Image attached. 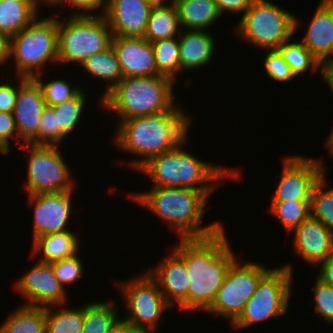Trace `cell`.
Masks as SVG:
<instances>
[{
    "instance_id": "12",
    "label": "cell",
    "mask_w": 333,
    "mask_h": 333,
    "mask_svg": "<svg viewBox=\"0 0 333 333\" xmlns=\"http://www.w3.org/2000/svg\"><path fill=\"white\" fill-rule=\"evenodd\" d=\"M264 264L236 259L229 267L223 284L205 313L223 316L230 325L240 316L260 279L270 270Z\"/></svg>"
},
{
    "instance_id": "16",
    "label": "cell",
    "mask_w": 333,
    "mask_h": 333,
    "mask_svg": "<svg viewBox=\"0 0 333 333\" xmlns=\"http://www.w3.org/2000/svg\"><path fill=\"white\" fill-rule=\"evenodd\" d=\"M73 191L27 195L34 207L33 240L39 236L71 230L67 228L72 213Z\"/></svg>"
},
{
    "instance_id": "17",
    "label": "cell",
    "mask_w": 333,
    "mask_h": 333,
    "mask_svg": "<svg viewBox=\"0 0 333 333\" xmlns=\"http://www.w3.org/2000/svg\"><path fill=\"white\" fill-rule=\"evenodd\" d=\"M152 0H106L104 17L113 36L144 37Z\"/></svg>"
},
{
    "instance_id": "42",
    "label": "cell",
    "mask_w": 333,
    "mask_h": 333,
    "mask_svg": "<svg viewBox=\"0 0 333 333\" xmlns=\"http://www.w3.org/2000/svg\"><path fill=\"white\" fill-rule=\"evenodd\" d=\"M58 4L60 7L61 5L70 4L72 9L78 10V12H73L74 15H93V13L94 15H101L104 14L106 0H59L54 6L56 7ZM97 10H103V13L101 11L96 13Z\"/></svg>"
},
{
    "instance_id": "3",
    "label": "cell",
    "mask_w": 333,
    "mask_h": 333,
    "mask_svg": "<svg viewBox=\"0 0 333 333\" xmlns=\"http://www.w3.org/2000/svg\"><path fill=\"white\" fill-rule=\"evenodd\" d=\"M214 191H198L182 187H151L148 192L129 194L133 202L142 205L167 224L179 239H202L213 236L224 226L221 222L202 225L206 204Z\"/></svg>"
},
{
    "instance_id": "18",
    "label": "cell",
    "mask_w": 333,
    "mask_h": 333,
    "mask_svg": "<svg viewBox=\"0 0 333 333\" xmlns=\"http://www.w3.org/2000/svg\"><path fill=\"white\" fill-rule=\"evenodd\" d=\"M154 268L146 271L157 282L167 302L179 310H188V289L190 280L184 260L172 250Z\"/></svg>"
},
{
    "instance_id": "10",
    "label": "cell",
    "mask_w": 333,
    "mask_h": 333,
    "mask_svg": "<svg viewBox=\"0 0 333 333\" xmlns=\"http://www.w3.org/2000/svg\"><path fill=\"white\" fill-rule=\"evenodd\" d=\"M129 279L116 284L121 290L124 305L127 306V314L129 313L125 318H121L129 324L130 328L156 333L158 324L163 320L162 314L168 308L170 310L172 306L147 271Z\"/></svg>"
},
{
    "instance_id": "13",
    "label": "cell",
    "mask_w": 333,
    "mask_h": 333,
    "mask_svg": "<svg viewBox=\"0 0 333 333\" xmlns=\"http://www.w3.org/2000/svg\"><path fill=\"white\" fill-rule=\"evenodd\" d=\"M283 165L271 202H310L315 184L326 174L323 160L294 155L284 157Z\"/></svg>"
},
{
    "instance_id": "4",
    "label": "cell",
    "mask_w": 333,
    "mask_h": 333,
    "mask_svg": "<svg viewBox=\"0 0 333 333\" xmlns=\"http://www.w3.org/2000/svg\"><path fill=\"white\" fill-rule=\"evenodd\" d=\"M188 138L173 150L150 158L136 171L150 177L152 187H182L198 191H214L225 179H241L237 168L212 165L184 150Z\"/></svg>"
},
{
    "instance_id": "34",
    "label": "cell",
    "mask_w": 333,
    "mask_h": 333,
    "mask_svg": "<svg viewBox=\"0 0 333 333\" xmlns=\"http://www.w3.org/2000/svg\"><path fill=\"white\" fill-rule=\"evenodd\" d=\"M82 89L74 98L52 106L58 120V129L67 137L73 132L86 106V91Z\"/></svg>"
},
{
    "instance_id": "27",
    "label": "cell",
    "mask_w": 333,
    "mask_h": 333,
    "mask_svg": "<svg viewBox=\"0 0 333 333\" xmlns=\"http://www.w3.org/2000/svg\"><path fill=\"white\" fill-rule=\"evenodd\" d=\"M80 66L93 78H100L102 81L108 82L102 93L103 95L101 94L99 105H101V99L123 79L120 63L112 46L103 52L88 57Z\"/></svg>"
},
{
    "instance_id": "9",
    "label": "cell",
    "mask_w": 333,
    "mask_h": 333,
    "mask_svg": "<svg viewBox=\"0 0 333 333\" xmlns=\"http://www.w3.org/2000/svg\"><path fill=\"white\" fill-rule=\"evenodd\" d=\"M293 270L290 264L270 268L260 279L240 316L230 326L244 330L251 325L287 314Z\"/></svg>"
},
{
    "instance_id": "39",
    "label": "cell",
    "mask_w": 333,
    "mask_h": 333,
    "mask_svg": "<svg viewBox=\"0 0 333 333\" xmlns=\"http://www.w3.org/2000/svg\"><path fill=\"white\" fill-rule=\"evenodd\" d=\"M313 287L314 311L319 318L333 325V287L323 283L317 277Z\"/></svg>"
},
{
    "instance_id": "20",
    "label": "cell",
    "mask_w": 333,
    "mask_h": 333,
    "mask_svg": "<svg viewBox=\"0 0 333 333\" xmlns=\"http://www.w3.org/2000/svg\"><path fill=\"white\" fill-rule=\"evenodd\" d=\"M292 231L294 252L314 267L333 251V232L311 216Z\"/></svg>"
},
{
    "instance_id": "14",
    "label": "cell",
    "mask_w": 333,
    "mask_h": 333,
    "mask_svg": "<svg viewBox=\"0 0 333 333\" xmlns=\"http://www.w3.org/2000/svg\"><path fill=\"white\" fill-rule=\"evenodd\" d=\"M14 288L23 296L25 305L47 307L67 304V290L56 279L50 263L37 261L18 278Z\"/></svg>"
},
{
    "instance_id": "41",
    "label": "cell",
    "mask_w": 333,
    "mask_h": 333,
    "mask_svg": "<svg viewBox=\"0 0 333 333\" xmlns=\"http://www.w3.org/2000/svg\"><path fill=\"white\" fill-rule=\"evenodd\" d=\"M16 136V137H15ZM19 144L17 127L15 124L14 115L9 112H0V153H10V139H13ZM16 138V139H15Z\"/></svg>"
},
{
    "instance_id": "45",
    "label": "cell",
    "mask_w": 333,
    "mask_h": 333,
    "mask_svg": "<svg viewBox=\"0 0 333 333\" xmlns=\"http://www.w3.org/2000/svg\"><path fill=\"white\" fill-rule=\"evenodd\" d=\"M317 278L333 287V251L320 263Z\"/></svg>"
},
{
    "instance_id": "11",
    "label": "cell",
    "mask_w": 333,
    "mask_h": 333,
    "mask_svg": "<svg viewBox=\"0 0 333 333\" xmlns=\"http://www.w3.org/2000/svg\"><path fill=\"white\" fill-rule=\"evenodd\" d=\"M21 147L29 151L27 181L24 183L27 195L74 191L75 182L69 164L58 145L23 144Z\"/></svg>"
},
{
    "instance_id": "6",
    "label": "cell",
    "mask_w": 333,
    "mask_h": 333,
    "mask_svg": "<svg viewBox=\"0 0 333 333\" xmlns=\"http://www.w3.org/2000/svg\"><path fill=\"white\" fill-rule=\"evenodd\" d=\"M58 14L37 16L26 28L11 37L10 61L15 76L34 78L43 74L46 63H58Z\"/></svg>"
},
{
    "instance_id": "40",
    "label": "cell",
    "mask_w": 333,
    "mask_h": 333,
    "mask_svg": "<svg viewBox=\"0 0 333 333\" xmlns=\"http://www.w3.org/2000/svg\"><path fill=\"white\" fill-rule=\"evenodd\" d=\"M265 73L275 82H290L296 76L276 49L268 50L264 59Z\"/></svg>"
},
{
    "instance_id": "32",
    "label": "cell",
    "mask_w": 333,
    "mask_h": 333,
    "mask_svg": "<svg viewBox=\"0 0 333 333\" xmlns=\"http://www.w3.org/2000/svg\"><path fill=\"white\" fill-rule=\"evenodd\" d=\"M157 75L165 76L174 83L180 72L179 39L173 37L152 42Z\"/></svg>"
},
{
    "instance_id": "33",
    "label": "cell",
    "mask_w": 333,
    "mask_h": 333,
    "mask_svg": "<svg viewBox=\"0 0 333 333\" xmlns=\"http://www.w3.org/2000/svg\"><path fill=\"white\" fill-rule=\"evenodd\" d=\"M324 174L315 184L310 201L311 217L319 220L333 232V188L327 187Z\"/></svg>"
},
{
    "instance_id": "24",
    "label": "cell",
    "mask_w": 333,
    "mask_h": 333,
    "mask_svg": "<svg viewBox=\"0 0 333 333\" xmlns=\"http://www.w3.org/2000/svg\"><path fill=\"white\" fill-rule=\"evenodd\" d=\"M166 2L155 3L150 12L144 38L151 43L178 37L181 33L177 6L173 1Z\"/></svg>"
},
{
    "instance_id": "43",
    "label": "cell",
    "mask_w": 333,
    "mask_h": 333,
    "mask_svg": "<svg viewBox=\"0 0 333 333\" xmlns=\"http://www.w3.org/2000/svg\"><path fill=\"white\" fill-rule=\"evenodd\" d=\"M5 82L0 83V112L12 113L16 104L19 86L13 85L12 81L8 83L5 80Z\"/></svg>"
},
{
    "instance_id": "36",
    "label": "cell",
    "mask_w": 333,
    "mask_h": 333,
    "mask_svg": "<svg viewBox=\"0 0 333 333\" xmlns=\"http://www.w3.org/2000/svg\"><path fill=\"white\" fill-rule=\"evenodd\" d=\"M41 78L42 73L34 77L42 89L46 106L49 107L74 98L82 90L79 86H72L70 82L63 79H54L44 83Z\"/></svg>"
},
{
    "instance_id": "26",
    "label": "cell",
    "mask_w": 333,
    "mask_h": 333,
    "mask_svg": "<svg viewBox=\"0 0 333 333\" xmlns=\"http://www.w3.org/2000/svg\"><path fill=\"white\" fill-rule=\"evenodd\" d=\"M180 26L185 30H205L221 17L214 0H174Z\"/></svg>"
},
{
    "instance_id": "31",
    "label": "cell",
    "mask_w": 333,
    "mask_h": 333,
    "mask_svg": "<svg viewBox=\"0 0 333 333\" xmlns=\"http://www.w3.org/2000/svg\"><path fill=\"white\" fill-rule=\"evenodd\" d=\"M289 41L282 43L276 50L291 68L294 75L298 77L308 70L312 73L319 71L323 80H325V67L320 61L301 42L291 43Z\"/></svg>"
},
{
    "instance_id": "37",
    "label": "cell",
    "mask_w": 333,
    "mask_h": 333,
    "mask_svg": "<svg viewBox=\"0 0 333 333\" xmlns=\"http://www.w3.org/2000/svg\"><path fill=\"white\" fill-rule=\"evenodd\" d=\"M66 136L58 129L57 116L54 110L46 106L42 112L38 127V145H58Z\"/></svg>"
},
{
    "instance_id": "15",
    "label": "cell",
    "mask_w": 333,
    "mask_h": 333,
    "mask_svg": "<svg viewBox=\"0 0 333 333\" xmlns=\"http://www.w3.org/2000/svg\"><path fill=\"white\" fill-rule=\"evenodd\" d=\"M19 80V91L12 114L19 143L38 145V127L41 115L46 107L43 92L34 78L16 76ZM21 140V141H20Z\"/></svg>"
},
{
    "instance_id": "29",
    "label": "cell",
    "mask_w": 333,
    "mask_h": 333,
    "mask_svg": "<svg viewBox=\"0 0 333 333\" xmlns=\"http://www.w3.org/2000/svg\"><path fill=\"white\" fill-rule=\"evenodd\" d=\"M114 303L112 300L87 302L84 305V324L80 333H106L120 318L118 307Z\"/></svg>"
},
{
    "instance_id": "35",
    "label": "cell",
    "mask_w": 333,
    "mask_h": 333,
    "mask_svg": "<svg viewBox=\"0 0 333 333\" xmlns=\"http://www.w3.org/2000/svg\"><path fill=\"white\" fill-rule=\"evenodd\" d=\"M269 212L281 222L287 232H292L311 216L310 202H271Z\"/></svg>"
},
{
    "instance_id": "22",
    "label": "cell",
    "mask_w": 333,
    "mask_h": 333,
    "mask_svg": "<svg viewBox=\"0 0 333 333\" xmlns=\"http://www.w3.org/2000/svg\"><path fill=\"white\" fill-rule=\"evenodd\" d=\"M179 39L180 71L209 64L215 54V40L206 30L182 29Z\"/></svg>"
},
{
    "instance_id": "1",
    "label": "cell",
    "mask_w": 333,
    "mask_h": 333,
    "mask_svg": "<svg viewBox=\"0 0 333 333\" xmlns=\"http://www.w3.org/2000/svg\"><path fill=\"white\" fill-rule=\"evenodd\" d=\"M225 228L202 239H178L172 248L188 270V311H206L223 284L230 265L239 257L232 250Z\"/></svg>"
},
{
    "instance_id": "49",
    "label": "cell",
    "mask_w": 333,
    "mask_h": 333,
    "mask_svg": "<svg viewBox=\"0 0 333 333\" xmlns=\"http://www.w3.org/2000/svg\"><path fill=\"white\" fill-rule=\"evenodd\" d=\"M326 147L328 148L327 150L329 151V154L333 156V126L330 134L327 137Z\"/></svg>"
},
{
    "instance_id": "23",
    "label": "cell",
    "mask_w": 333,
    "mask_h": 333,
    "mask_svg": "<svg viewBox=\"0 0 333 333\" xmlns=\"http://www.w3.org/2000/svg\"><path fill=\"white\" fill-rule=\"evenodd\" d=\"M32 257H37L39 262L52 263L69 258L79 253V238L71 230L42 235L32 240ZM38 253V254H37Z\"/></svg>"
},
{
    "instance_id": "44",
    "label": "cell",
    "mask_w": 333,
    "mask_h": 333,
    "mask_svg": "<svg viewBox=\"0 0 333 333\" xmlns=\"http://www.w3.org/2000/svg\"><path fill=\"white\" fill-rule=\"evenodd\" d=\"M217 9L222 15L224 12L243 13L248 9L253 0H214Z\"/></svg>"
},
{
    "instance_id": "50",
    "label": "cell",
    "mask_w": 333,
    "mask_h": 333,
    "mask_svg": "<svg viewBox=\"0 0 333 333\" xmlns=\"http://www.w3.org/2000/svg\"><path fill=\"white\" fill-rule=\"evenodd\" d=\"M126 333H155L149 330L129 328Z\"/></svg>"
},
{
    "instance_id": "25",
    "label": "cell",
    "mask_w": 333,
    "mask_h": 333,
    "mask_svg": "<svg viewBox=\"0 0 333 333\" xmlns=\"http://www.w3.org/2000/svg\"><path fill=\"white\" fill-rule=\"evenodd\" d=\"M38 6L36 0H0V32L15 36L39 16Z\"/></svg>"
},
{
    "instance_id": "38",
    "label": "cell",
    "mask_w": 333,
    "mask_h": 333,
    "mask_svg": "<svg viewBox=\"0 0 333 333\" xmlns=\"http://www.w3.org/2000/svg\"><path fill=\"white\" fill-rule=\"evenodd\" d=\"M50 264L52 265V270L56 279L64 288L67 284H71L79 280L84 273V265L78 254Z\"/></svg>"
},
{
    "instance_id": "51",
    "label": "cell",
    "mask_w": 333,
    "mask_h": 333,
    "mask_svg": "<svg viewBox=\"0 0 333 333\" xmlns=\"http://www.w3.org/2000/svg\"><path fill=\"white\" fill-rule=\"evenodd\" d=\"M163 1L169 2V1H174V0H157V3H160V2H163Z\"/></svg>"
},
{
    "instance_id": "2",
    "label": "cell",
    "mask_w": 333,
    "mask_h": 333,
    "mask_svg": "<svg viewBox=\"0 0 333 333\" xmlns=\"http://www.w3.org/2000/svg\"><path fill=\"white\" fill-rule=\"evenodd\" d=\"M192 117L176 105L171 111L138 116L117 122L114 135L118 149L141 158L128 162L138 170L150 158L173 150L189 136Z\"/></svg>"
},
{
    "instance_id": "47",
    "label": "cell",
    "mask_w": 333,
    "mask_h": 333,
    "mask_svg": "<svg viewBox=\"0 0 333 333\" xmlns=\"http://www.w3.org/2000/svg\"><path fill=\"white\" fill-rule=\"evenodd\" d=\"M129 328V324L124 319L119 318L106 333H126Z\"/></svg>"
},
{
    "instance_id": "46",
    "label": "cell",
    "mask_w": 333,
    "mask_h": 333,
    "mask_svg": "<svg viewBox=\"0 0 333 333\" xmlns=\"http://www.w3.org/2000/svg\"><path fill=\"white\" fill-rule=\"evenodd\" d=\"M11 38L0 32V66L10 60Z\"/></svg>"
},
{
    "instance_id": "48",
    "label": "cell",
    "mask_w": 333,
    "mask_h": 333,
    "mask_svg": "<svg viewBox=\"0 0 333 333\" xmlns=\"http://www.w3.org/2000/svg\"><path fill=\"white\" fill-rule=\"evenodd\" d=\"M324 82L328 85L331 93L333 94V64L325 67V80Z\"/></svg>"
},
{
    "instance_id": "19",
    "label": "cell",
    "mask_w": 333,
    "mask_h": 333,
    "mask_svg": "<svg viewBox=\"0 0 333 333\" xmlns=\"http://www.w3.org/2000/svg\"><path fill=\"white\" fill-rule=\"evenodd\" d=\"M111 46L120 63L123 78L157 75L152 43L144 37L112 36Z\"/></svg>"
},
{
    "instance_id": "30",
    "label": "cell",
    "mask_w": 333,
    "mask_h": 333,
    "mask_svg": "<svg viewBox=\"0 0 333 333\" xmlns=\"http://www.w3.org/2000/svg\"><path fill=\"white\" fill-rule=\"evenodd\" d=\"M66 306L68 305H53L45 307L46 333L81 332L84 324V306L76 308H68ZM56 307L59 308L57 311Z\"/></svg>"
},
{
    "instance_id": "7",
    "label": "cell",
    "mask_w": 333,
    "mask_h": 333,
    "mask_svg": "<svg viewBox=\"0 0 333 333\" xmlns=\"http://www.w3.org/2000/svg\"><path fill=\"white\" fill-rule=\"evenodd\" d=\"M301 25V19L273 1L253 0L235 29L247 44L271 50L291 40Z\"/></svg>"
},
{
    "instance_id": "8",
    "label": "cell",
    "mask_w": 333,
    "mask_h": 333,
    "mask_svg": "<svg viewBox=\"0 0 333 333\" xmlns=\"http://www.w3.org/2000/svg\"><path fill=\"white\" fill-rule=\"evenodd\" d=\"M112 36L103 14L72 13L67 21L58 18V65H81L88 57L109 48Z\"/></svg>"
},
{
    "instance_id": "28",
    "label": "cell",
    "mask_w": 333,
    "mask_h": 333,
    "mask_svg": "<svg viewBox=\"0 0 333 333\" xmlns=\"http://www.w3.org/2000/svg\"><path fill=\"white\" fill-rule=\"evenodd\" d=\"M1 324L0 333H46V309L22 304Z\"/></svg>"
},
{
    "instance_id": "5",
    "label": "cell",
    "mask_w": 333,
    "mask_h": 333,
    "mask_svg": "<svg viewBox=\"0 0 333 333\" xmlns=\"http://www.w3.org/2000/svg\"><path fill=\"white\" fill-rule=\"evenodd\" d=\"M174 84L161 75L125 77L101 99V105L106 111L117 114L119 122L171 111L177 105Z\"/></svg>"
},
{
    "instance_id": "21",
    "label": "cell",
    "mask_w": 333,
    "mask_h": 333,
    "mask_svg": "<svg viewBox=\"0 0 333 333\" xmlns=\"http://www.w3.org/2000/svg\"><path fill=\"white\" fill-rule=\"evenodd\" d=\"M301 43L326 67L333 64V1L321 0Z\"/></svg>"
}]
</instances>
